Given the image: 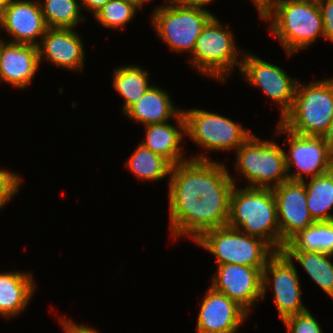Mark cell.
<instances>
[{
  "label": "cell",
  "mask_w": 333,
  "mask_h": 333,
  "mask_svg": "<svg viewBox=\"0 0 333 333\" xmlns=\"http://www.w3.org/2000/svg\"><path fill=\"white\" fill-rule=\"evenodd\" d=\"M228 171L204 153L172 167L168 198L173 239L186 235L195 242L205 231L227 226L236 185Z\"/></svg>",
  "instance_id": "1"
},
{
  "label": "cell",
  "mask_w": 333,
  "mask_h": 333,
  "mask_svg": "<svg viewBox=\"0 0 333 333\" xmlns=\"http://www.w3.org/2000/svg\"><path fill=\"white\" fill-rule=\"evenodd\" d=\"M260 18L290 57L308 48L318 36L324 38L323 20L317 0H281L272 3Z\"/></svg>",
  "instance_id": "2"
},
{
  "label": "cell",
  "mask_w": 333,
  "mask_h": 333,
  "mask_svg": "<svg viewBox=\"0 0 333 333\" xmlns=\"http://www.w3.org/2000/svg\"><path fill=\"white\" fill-rule=\"evenodd\" d=\"M227 226L265 241L280 251L277 205L270 188L233 187Z\"/></svg>",
  "instance_id": "3"
},
{
  "label": "cell",
  "mask_w": 333,
  "mask_h": 333,
  "mask_svg": "<svg viewBox=\"0 0 333 333\" xmlns=\"http://www.w3.org/2000/svg\"><path fill=\"white\" fill-rule=\"evenodd\" d=\"M333 117V77L308 84L299 81L291 109L280 124L294 134L323 136Z\"/></svg>",
  "instance_id": "4"
},
{
  "label": "cell",
  "mask_w": 333,
  "mask_h": 333,
  "mask_svg": "<svg viewBox=\"0 0 333 333\" xmlns=\"http://www.w3.org/2000/svg\"><path fill=\"white\" fill-rule=\"evenodd\" d=\"M164 2L152 12V26L172 52L191 55L203 28L214 15L206 8L188 6L177 0Z\"/></svg>",
  "instance_id": "5"
},
{
  "label": "cell",
  "mask_w": 333,
  "mask_h": 333,
  "mask_svg": "<svg viewBox=\"0 0 333 333\" xmlns=\"http://www.w3.org/2000/svg\"><path fill=\"white\" fill-rule=\"evenodd\" d=\"M233 36L228 26L223 28L213 16L203 28L187 61L202 75L226 82L235 66L240 70L242 58L239 61L238 56L241 54L242 57L245 52L239 53Z\"/></svg>",
  "instance_id": "6"
},
{
  "label": "cell",
  "mask_w": 333,
  "mask_h": 333,
  "mask_svg": "<svg viewBox=\"0 0 333 333\" xmlns=\"http://www.w3.org/2000/svg\"><path fill=\"white\" fill-rule=\"evenodd\" d=\"M235 166L247 187L273 189L288 181L285 151L275 141L251 135L236 151Z\"/></svg>",
  "instance_id": "7"
},
{
  "label": "cell",
  "mask_w": 333,
  "mask_h": 333,
  "mask_svg": "<svg viewBox=\"0 0 333 333\" xmlns=\"http://www.w3.org/2000/svg\"><path fill=\"white\" fill-rule=\"evenodd\" d=\"M216 258V265L239 264L263 271L275 252L265 241L229 226L205 231L195 242Z\"/></svg>",
  "instance_id": "8"
},
{
  "label": "cell",
  "mask_w": 333,
  "mask_h": 333,
  "mask_svg": "<svg viewBox=\"0 0 333 333\" xmlns=\"http://www.w3.org/2000/svg\"><path fill=\"white\" fill-rule=\"evenodd\" d=\"M182 112L186 122L185 136L207 151H236L252 135L242 124L218 113L197 108Z\"/></svg>",
  "instance_id": "9"
},
{
  "label": "cell",
  "mask_w": 333,
  "mask_h": 333,
  "mask_svg": "<svg viewBox=\"0 0 333 333\" xmlns=\"http://www.w3.org/2000/svg\"><path fill=\"white\" fill-rule=\"evenodd\" d=\"M294 261L282 251H275L263 269V293L272 284L274 303L282 321L292 315L308 310L302 303L301 284Z\"/></svg>",
  "instance_id": "10"
},
{
  "label": "cell",
  "mask_w": 333,
  "mask_h": 333,
  "mask_svg": "<svg viewBox=\"0 0 333 333\" xmlns=\"http://www.w3.org/2000/svg\"><path fill=\"white\" fill-rule=\"evenodd\" d=\"M248 84L261 89L280 108V119L291 109L299 81L288 73L255 55L244 52L240 67Z\"/></svg>",
  "instance_id": "11"
},
{
  "label": "cell",
  "mask_w": 333,
  "mask_h": 333,
  "mask_svg": "<svg viewBox=\"0 0 333 333\" xmlns=\"http://www.w3.org/2000/svg\"><path fill=\"white\" fill-rule=\"evenodd\" d=\"M276 132V134H288L286 140L290 151L284 154L290 181L303 182L305 180L304 174L306 177L311 176L313 178L332 170V156L322 136L294 134L285 129L279 122ZM292 166L296 168L294 173H291Z\"/></svg>",
  "instance_id": "12"
},
{
  "label": "cell",
  "mask_w": 333,
  "mask_h": 333,
  "mask_svg": "<svg viewBox=\"0 0 333 333\" xmlns=\"http://www.w3.org/2000/svg\"><path fill=\"white\" fill-rule=\"evenodd\" d=\"M216 267L210 287L222 292L250 314L254 304L262 300L263 271L234 263Z\"/></svg>",
  "instance_id": "13"
},
{
  "label": "cell",
  "mask_w": 333,
  "mask_h": 333,
  "mask_svg": "<svg viewBox=\"0 0 333 333\" xmlns=\"http://www.w3.org/2000/svg\"><path fill=\"white\" fill-rule=\"evenodd\" d=\"M277 205V218L280 227V251L299 231L315 221L307 207V194L304 182L285 181L272 189Z\"/></svg>",
  "instance_id": "14"
},
{
  "label": "cell",
  "mask_w": 333,
  "mask_h": 333,
  "mask_svg": "<svg viewBox=\"0 0 333 333\" xmlns=\"http://www.w3.org/2000/svg\"><path fill=\"white\" fill-rule=\"evenodd\" d=\"M248 315L232 299L209 287L200 306L196 333H237Z\"/></svg>",
  "instance_id": "15"
},
{
  "label": "cell",
  "mask_w": 333,
  "mask_h": 333,
  "mask_svg": "<svg viewBox=\"0 0 333 333\" xmlns=\"http://www.w3.org/2000/svg\"><path fill=\"white\" fill-rule=\"evenodd\" d=\"M40 1L11 0L0 16V28L12 39L9 42L38 46L48 29ZM38 38V39H37ZM40 38V39H39ZM38 40V41H36Z\"/></svg>",
  "instance_id": "16"
},
{
  "label": "cell",
  "mask_w": 333,
  "mask_h": 333,
  "mask_svg": "<svg viewBox=\"0 0 333 333\" xmlns=\"http://www.w3.org/2000/svg\"><path fill=\"white\" fill-rule=\"evenodd\" d=\"M40 64L38 46L0 38V82L24 89L31 84Z\"/></svg>",
  "instance_id": "17"
},
{
  "label": "cell",
  "mask_w": 333,
  "mask_h": 333,
  "mask_svg": "<svg viewBox=\"0 0 333 333\" xmlns=\"http://www.w3.org/2000/svg\"><path fill=\"white\" fill-rule=\"evenodd\" d=\"M75 29L48 28L38 45L40 62L45 58L59 68L83 71L84 43Z\"/></svg>",
  "instance_id": "18"
},
{
  "label": "cell",
  "mask_w": 333,
  "mask_h": 333,
  "mask_svg": "<svg viewBox=\"0 0 333 333\" xmlns=\"http://www.w3.org/2000/svg\"><path fill=\"white\" fill-rule=\"evenodd\" d=\"M177 127L170 122L146 125L145 140L141 144L152 152L167 159L173 166L190 158L184 156L180 144L186 134V122L183 112L176 118Z\"/></svg>",
  "instance_id": "19"
},
{
  "label": "cell",
  "mask_w": 333,
  "mask_h": 333,
  "mask_svg": "<svg viewBox=\"0 0 333 333\" xmlns=\"http://www.w3.org/2000/svg\"><path fill=\"white\" fill-rule=\"evenodd\" d=\"M35 289L36 284L30 272H1L0 316L12 318L24 311Z\"/></svg>",
  "instance_id": "20"
},
{
  "label": "cell",
  "mask_w": 333,
  "mask_h": 333,
  "mask_svg": "<svg viewBox=\"0 0 333 333\" xmlns=\"http://www.w3.org/2000/svg\"><path fill=\"white\" fill-rule=\"evenodd\" d=\"M182 110L173 105L168 92L157 85H151L143 97L124 115L146 126L168 122L176 118Z\"/></svg>",
  "instance_id": "21"
},
{
  "label": "cell",
  "mask_w": 333,
  "mask_h": 333,
  "mask_svg": "<svg viewBox=\"0 0 333 333\" xmlns=\"http://www.w3.org/2000/svg\"><path fill=\"white\" fill-rule=\"evenodd\" d=\"M112 86L124 98L122 113L135 105L151 86L149 73L136 65L121 66L113 72Z\"/></svg>",
  "instance_id": "22"
},
{
  "label": "cell",
  "mask_w": 333,
  "mask_h": 333,
  "mask_svg": "<svg viewBox=\"0 0 333 333\" xmlns=\"http://www.w3.org/2000/svg\"><path fill=\"white\" fill-rule=\"evenodd\" d=\"M306 187L307 207L315 222L331 221L333 214V171L303 181Z\"/></svg>",
  "instance_id": "23"
},
{
  "label": "cell",
  "mask_w": 333,
  "mask_h": 333,
  "mask_svg": "<svg viewBox=\"0 0 333 333\" xmlns=\"http://www.w3.org/2000/svg\"><path fill=\"white\" fill-rule=\"evenodd\" d=\"M301 265L311 279L333 300L332 254L319 251H284Z\"/></svg>",
  "instance_id": "24"
},
{
  "label": "cell",
  "mask_w": 333,
  "mask_h": 333,
  "mask_svg": "<svg viewBox=\"0 0 333 333\" xmlns=\"http://www.w3.org/2000/svg\"><path fill=\"white\" fill-rule=\"evenodd\" d=\"M283 251H319L333 255V220L314 222L293 236Z\"/></svg>",
  "instance_id": "25"
},
{
  "label": "cell",
  "mask_w": 333,
  "mask_h": 333,
  "mask_svg": "<svg viewBox=\"0 0 333 333\" xmlns=\"http://www.w3.org/2000/svg\"><path fill=\"white\" fill-rule=\"evenodd\" d=\"M126 167L144 181L157 182L165 177H170L173 165L161 155L145 148L141 143L129 157Z\"/></svg>",
  "instance_id": "26"
},
{
  "label": "cell",
  "mask_w": 333,
  "mask_h": 333,
  "mask_svg": "<svg viewBox=\"0 0 333 333\" xmlns=\"http://www.w3.org/2000/svg\"><path fill=\"white\" fill-rule=\"evenodd\" d=\"M78 0H44L39 3L48 28L74 29L86 19Z\"/></svg>",
  "instance_id": "27"
},
{
  "label": "cell",
  "mask_w": 333,
  "mask_h": 333,
  "mask_svg": "<svg viewBox=\"0 0 333 333\" xmlns=\"http://www.w3.org/2000/svg\"><path fill=\"white\" fill-rule=\"evenodd\" d=\"M136 7L127 0H110L94 15L105 28H123L135 17Z\"/></svg>",
  "instance_id": "28"
},
{
  "label": "cell",
  "mask_w": 333,
  "mask_h": 333,
  "mask_svg": "<svg viewBox=\"0 0 333 333\" xmlns=\"http://www.w3.org/2000/svg\"><path fill=\"white\" fill-rule=\"evenodd\" d=\"M287 333H323L319 322L309 312V309L285 318L283 321Z\"/></svg>",
  "instance_id": "29"
},
{
  "label": "cell",
  "mask_w": 333,
  "mask_h": 333,
  "mask_svg": "<svg viewBox=\"0 0 333 333\" xmlns=\"http://www.w3.org/2000/svg\"><path fill=\"white\" fill-rule=\"evenodd\" d=\"M21 181L19 174L0 169V209L18 193Z\"/></svg>",
  "instance_id": "30"
},
{
  "label": "cell",
  "mask_w": 333,
  "mask_h": 333,
  "mask_svg": "<svg viewBox=\"0 0 333 333\" xmlns=\"http://www.w3.org/2000/svg\"><path fill=\"white\" fill-rule=\"evenodd\" d=\"M320 7L324 38L333 43V0H317Z\"/></svg>",
  "instance_id": "31"
},
{
  "label": "cell",
  "mask_w": 333,
  "mask_h": 333,
  "mask_svg": "<svg viewBox=\"0 0 333 333\" xmlns=\"http://www.w3.org/2000/svg\"><path fill=\"white\" fill-rule=\"evenodd\" d=\"M110 0H80L81 8L90 11L94 16Z\"/></svg>",
  "instance_id": "32"
},
{
  "label": "cell",
  "mask_w": 333,
  "mask_h": 333,
  "mask_svg": "<svg viewBox=\"0 0 333 333\" xmlns=\"http://www.w3.org/2000/svg\"><path fill=\"white\" fill-rule=\"evenodd\" d=\"M322 137L327 144L329 153L331 154V156H333V117L331 119L327 132Z\"/></svg>",
  "instance_id": "33"
},
{
  "label": "cell",
  "mask_w": 333,
  "mask_h": 333,
  "mask_svg": "<svg viewBox=\"0 0 333 333\" xmlns=\"http://www.w3.org/2000/svg\"><path fill=\"white\" fill-rule=\"evenodd\" d=\"M177 1L188 6L206 8V5H208L213 0H177Z\"/></svg>",
  "instance_id": "34"
},
{
  "label": "cell",
  "mask_w": 333,
  "mask_h": 333,
  "mask_svg": "<svg viewBox=\"0 0 333 333\" xmlns=\"http://www.w3.org/2000/svg\"><path fill=\"white\" fill-rule=\"evenodd\" d=\"M259 16L272 4V0H252Z\"/></svg>",
  "instance_id": "35"
},
{
  "label": "cell",
  "mask_w": 333,
  "mask_h": 333,
  "mask_svg": "<svg viewBox=\"0 0 333 333\" xmlns=\"http://www.w3.org/2000/svg\"><path fill=\"white\" fill-rule=\"evenodd\" d=\"M130 3H133L136 7L139 9H142V6H144L145 3H148L151 0H127Z\"/></svg>",
  "instance_id": "36"
},
{
  "label": "cell",
  "mask_w": 333,
  "mask_h": 333,
  "mask_svg": "<svg viewBox=\"0 0 333 333\" xmlns=\"http://www.w3.org/2000/svg\"><path fill=\"white\" fill-rule=\"evenodd\" d=\"M11 0H0V16L4 13Z\"/></svg>",
  "instance_id": "37"
}]
</instances>
